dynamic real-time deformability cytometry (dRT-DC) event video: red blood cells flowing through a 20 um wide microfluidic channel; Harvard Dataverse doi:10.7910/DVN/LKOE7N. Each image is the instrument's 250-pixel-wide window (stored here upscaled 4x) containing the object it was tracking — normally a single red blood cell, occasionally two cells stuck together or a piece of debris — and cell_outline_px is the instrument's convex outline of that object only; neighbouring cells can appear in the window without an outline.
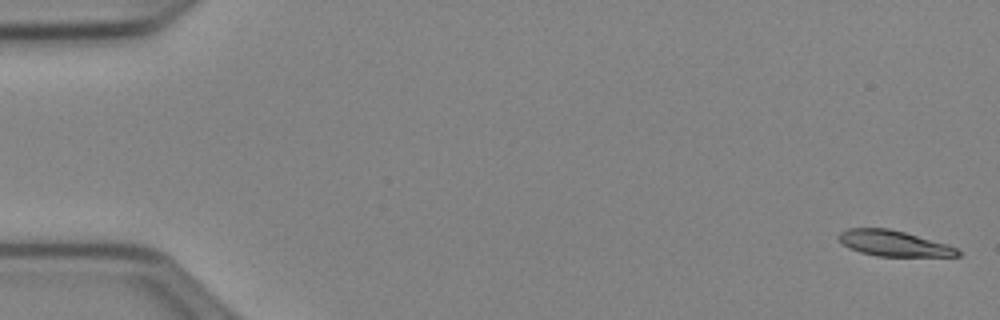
{"species": "Egyptian fruit bat (a non-hibernating species)", "species_latin": "Rousettus aegyptiacus", "temperature_condition": "cold", "stored_images_in_passage": 52, "camera_frame_rate_fps": 3000, "um_per_image_px": 0.085, "animal": {"sex": "female"}, "frame": {"image": 1, "passage_image": 1, "time_ms": 0.0, "image_size_px": [1000, 320], "cell_outline_px": [[960, 256], [876, 256], [860, 252], [848, 248], [836, 236], [840, 232], [848, 228], [888, 228], [904, 232], [948, 244], [956, 248], [960, 252]], "centroid_in_image_um": [75.94, 20.68], "position_along_channel_um": 9.1, "area_um2": 17.74}}
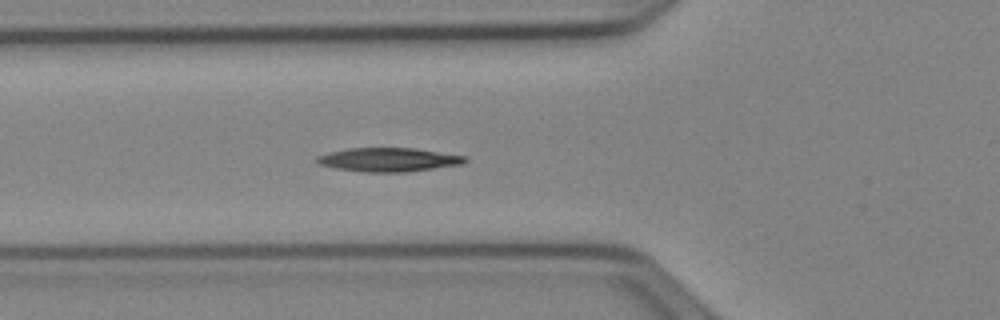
{"frame": {"image": 2, "passage_image": 19, "time_ms": 6.0, "image_size_px": [1000, 320], "cell_outline_px": [[468, 160], [464, 164], [404, 172], [364, 172], [336, 168], [320, 164], [316, 160], [316, 156], [328, 152], [348, 148], [412, 148], [468, 156]], "centroid_in_image_um": [33.05, 13.57], "position_along_channel_um": 92.8, "area_um2": 20.52}}
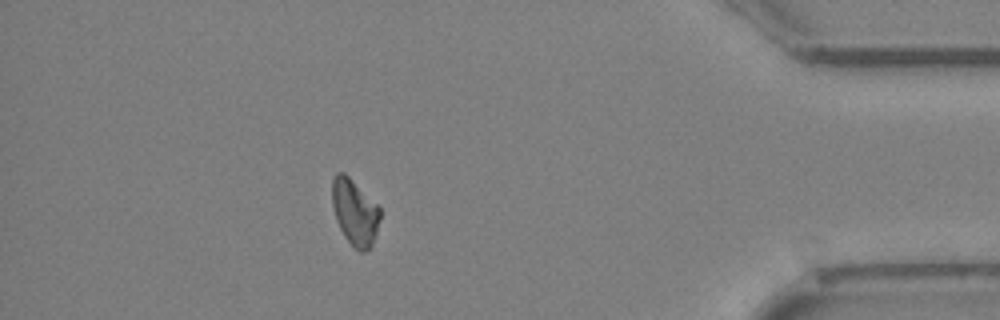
{"frame": {"image": 3, "passage_image": 46, "time_ms": 15.0, "image_size_px": [1000, 320], "cell_outline_px": [[380, 220], [372, 248], [364, 252], [360, 252], [352, 248], [344, 236], [336, 220], [332, 204], [332, 180], [336, 172], [344, 172], [380, 208]], "centroid_in_image_um": [30.15, 18.09], "position_along_channel_um": 405.0, "area_um2": 18.55}, "authors_computed_cell_mechanics": {"area_um2": 19.1029, "velocity_mm_per_s": 3.9522, "shape_relaxation_time_tau1_ms": 8.6831, "shape_relaxation_time_tau2_ms": null, "deformation_change_tau1": 0.1834, "deformation_change_tau2": null}}